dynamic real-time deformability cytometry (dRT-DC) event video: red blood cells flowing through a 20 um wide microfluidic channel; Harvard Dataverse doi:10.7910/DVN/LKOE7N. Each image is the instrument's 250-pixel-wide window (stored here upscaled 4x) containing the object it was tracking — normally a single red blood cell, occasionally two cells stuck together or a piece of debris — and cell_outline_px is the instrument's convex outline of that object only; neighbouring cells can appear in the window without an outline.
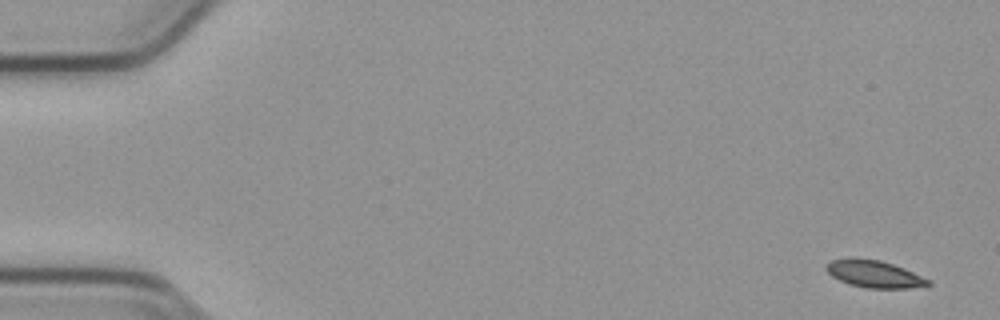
{"species": "common noctule bat (a hibernating species)", "species_latin": "Nyctalus noctula", "temperature_condition": "cold", "stored_images_in_passage": 53, "camera_frame_rate_fps": 3000, "um_per_image_px": 0.085, "animal": {"sex": "male", "body_mass_g": 23.1, "forearm_length_mm": 52.7}, "frame": {"image": 1, "passage_image": 1, "time_ms": 0.0, "image_size_px": [1000, 320], "cell_outline_px": [[932, 284], [908, 288], [864, 288], [848, 284], [832, 276], [824, 268], [832, 260], [852, 256], [856, 256], [880, 260], [904, 268], [932, 280]], "centroid_in_image_um": [74.3, 23.27], "position_along_channel_um": 10.7, "area_um2": 16.42}}
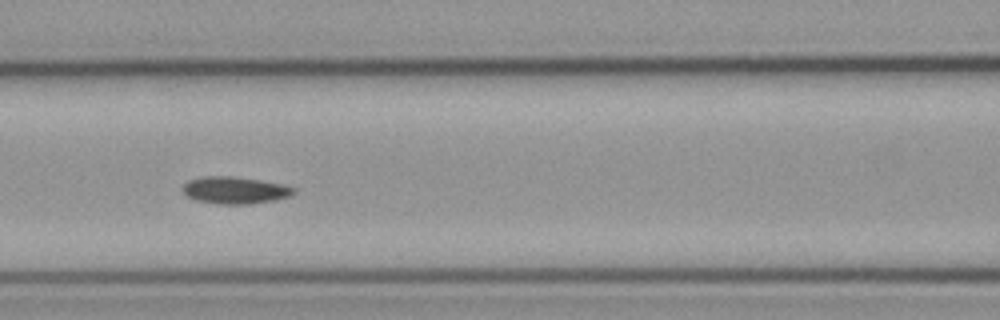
{"frame": {"image": 2, "passage_image": 23, "time_ms": 7.333, "image_size_px": [1000, 320], "cell_outline_px": [[296, 192], [288, 196], [276, 200], [248, 204], [216, 204], [196, 200], [188, 196], [180, 188], [188, 180], [200, 176], [232, 176], [260, 180], [280, 184], [296, 188]], "centroid_in_image_um": [19.93, 16.16], "position_along_channel_um": 146.7, "area_um2": 17.57}}
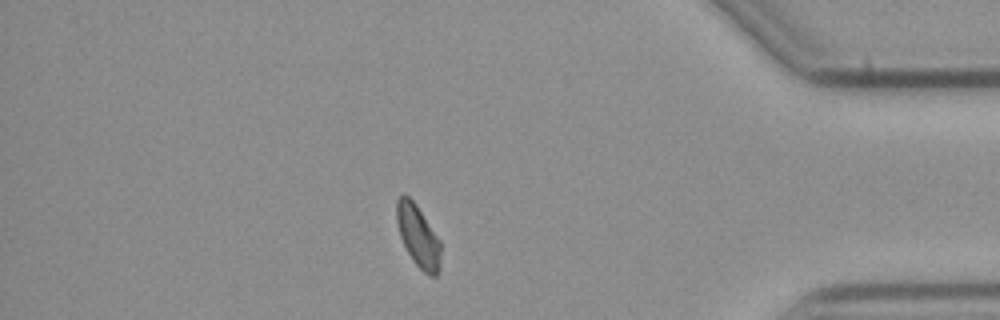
{"frame": {"image": 3, "passage_image": 46, "time_ms": 15.0, "image_size_px": [1000, 320], "cell_outline_px": [[440, 268], [436, 276], [428, 276], [412, 260], [400, 236], [396, 220], [396, 200], [404, 192], [416, 204], [440, 240]], "centroid_in_image_um": [35.53, 20.06], "position_along_channel_um": 399.7, "area_um2": 15.9}}